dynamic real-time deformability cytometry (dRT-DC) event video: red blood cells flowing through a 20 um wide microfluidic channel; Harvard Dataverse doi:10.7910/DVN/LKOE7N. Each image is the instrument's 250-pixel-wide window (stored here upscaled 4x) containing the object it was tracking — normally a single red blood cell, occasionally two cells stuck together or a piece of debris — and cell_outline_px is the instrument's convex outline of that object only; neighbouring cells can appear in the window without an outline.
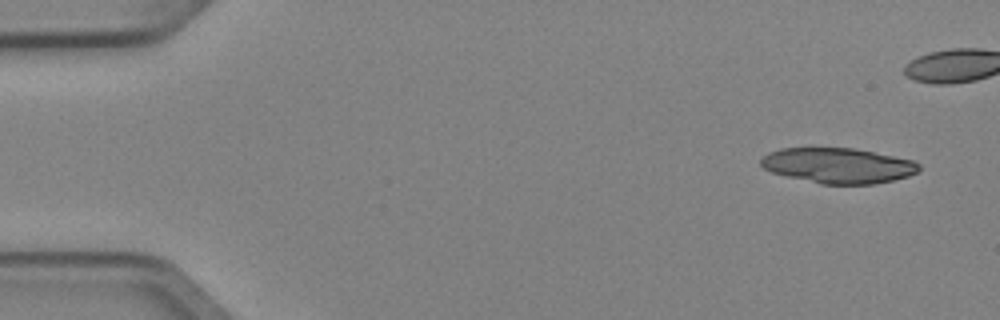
{"species": "Egyptian fruit bat (a non-hibernating species)", "species_latin": "Rousettus aegyptiacus", "temperature_condition": "cold", "stored_images_in_passage": 4, "camera_frame_rate_fps": 3000, "um_per_image_px": 0.085, "animal": {"sex": "female"}, "frame": {"image": 1, "passage_image": 1, "time_ms": 0.0, "image_size_px": [1000, 320], "cell_outline_px": [[920, 168], [916, 172], [908, 176], [892, 180], [872, 184], [820, 184], [772, 172], [764, 168], [760, 164], [760, 160], [768, 152], [780, 148], [852, 148], [912, 160], [920, 164]], "centroid_in_image_um": [71.21, 14.07], "position_along_channel_um": 13.8, "area_um2": 32.19}}